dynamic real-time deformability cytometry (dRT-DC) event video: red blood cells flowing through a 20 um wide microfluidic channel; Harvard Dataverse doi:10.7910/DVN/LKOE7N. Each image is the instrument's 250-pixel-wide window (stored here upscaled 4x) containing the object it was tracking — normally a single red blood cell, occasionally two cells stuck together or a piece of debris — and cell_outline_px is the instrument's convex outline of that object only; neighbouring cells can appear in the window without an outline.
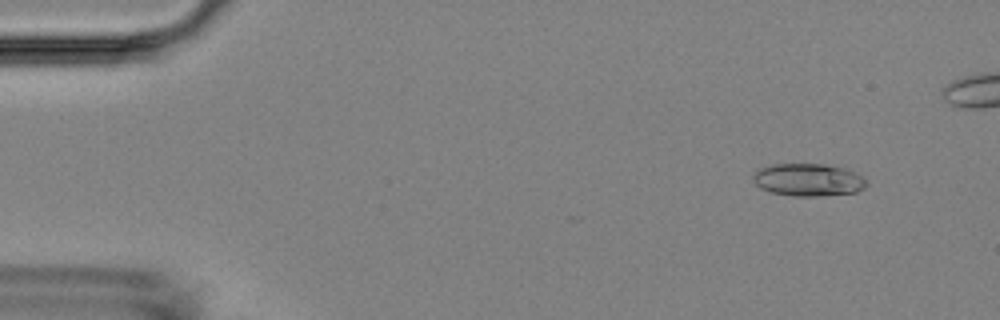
{"species": "Egyptian fruit bat (a non-hibernating species)", "species_latin": "Rousettus aegyptiacus", "temperature_condition": "room temperature", "stored_images_in_passage": 50, "camera_frame_rate_fps": 3000, "um_per_image_px": 0.085, "animal": {"sex": "female"}, "frame": {"image": 1, "passage_image": 5, "time_ms": 1.333, "image_size_px": [1000, 320], "cell_outline_px": [[868, 184], [864, 188], [856, 192], [816, 196], [792, 196], [768, 192], [760, 188], [752, 180], [752, 176], [760, 168], [772, 164], [824, 164], [848, 168], [856, 172]], "centroid_in_image_um": [68.68, 15.28], "position_along_channel_um": 16.3, "area_um2": 21.68}}
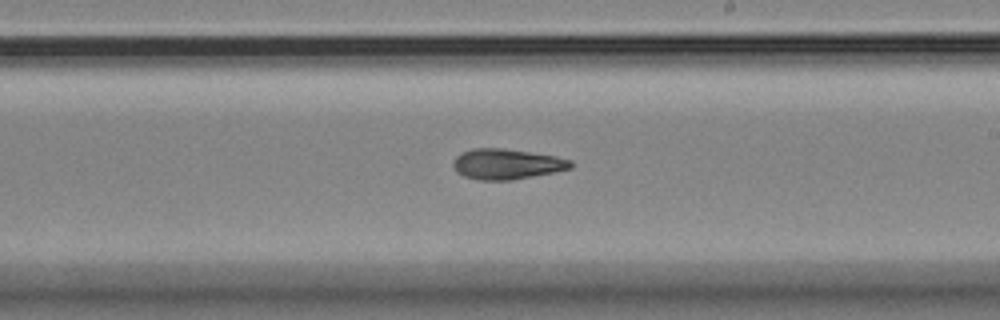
{"frame": {"image": 2, "passage_image": 32, "time_ms": 10.333, "image_size_px": [1000, 320], "cell_outline_px": [[572, 168], [556, 172], [512, 180], [480, 180], [464, 176], [456, 172], [452, 164], [452, 160], [456, 156], [472, 148], [504, 148], [556, 156], [572, 160]], "centroid_in_image_um": [43.07, 13.94], "position_along_channel_um": 245.9, "area_um2": 20.98}}
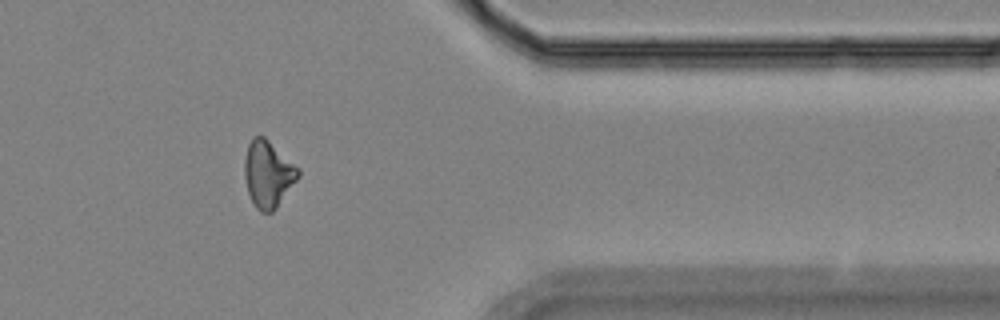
{"frame": {"image": 3, "passage_image": 45, "time_ms": 14.667, "image_size_px": [1000, 320], "cell_outline_px": [[300, 176], [276, 208], [272, 212], [260, 212], [256, 208], [248, 192], [244, 176], [244, 160], [248, 144], [252, 136], [264, 136], [300, 168]], "centroid_in_image_um": [22.79, 14.78], "position_along_channel_um": 388.6, "area_um2": 20.92}}